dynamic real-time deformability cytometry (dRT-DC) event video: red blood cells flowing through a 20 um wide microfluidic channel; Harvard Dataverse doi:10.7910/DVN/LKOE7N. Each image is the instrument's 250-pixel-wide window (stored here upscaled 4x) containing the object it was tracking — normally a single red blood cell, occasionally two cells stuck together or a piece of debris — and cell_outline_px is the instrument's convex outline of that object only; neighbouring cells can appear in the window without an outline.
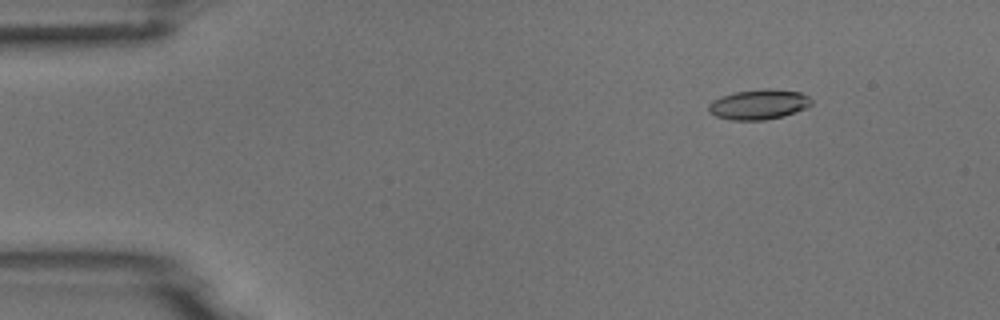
{"species": "common noctule bat (a hibernating species)", "species_latin": "Nyctalus noctula", "temperature_condition": "room temperature", "stored_images_in_passage": 4, "camera_frame_rate_fps": 3000, "um_per_image_px": 0.085, "animal": {"sex": "male", "body_mass_g": 18.8}, "frame": {"image": 1, "passage_image": 2, "time_ms": 1.0, "image_size_px": [1000, 320], "cell_outline_px": [[812, 104], [804, 108], [784, 116], [764, 120], [732, 120], [716, 116], [708, 112], [708, 104], [712, 100], [720, 96], [736, 92], [764, 88], [768, 88], [800, 92], [808, 96], [812, 100]], "centroid_in_image_um": [64.47, 8.87], "position_along_channel_um": 20.5, "area_um2": 18.03}}
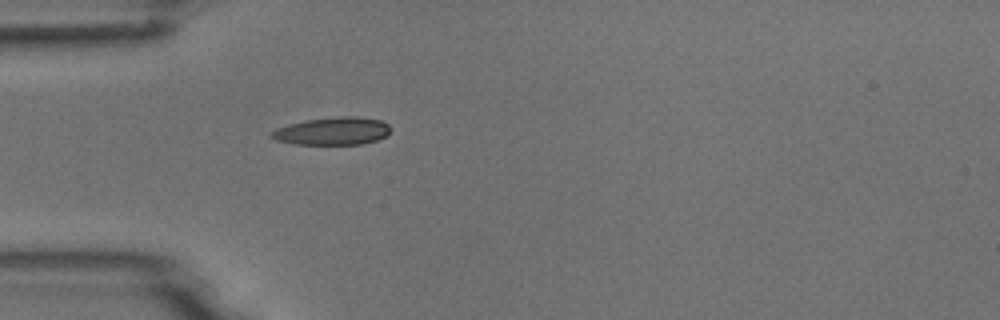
{"frame": {"image": 2, "passage_image": 4, "time_ms": 4.0, "image_size_px": [1000, 320], "cell_outline_px": [[392, 128], [388, 136], [376, 140], [360, 144], [296, 144], [276, 140], [272, 136], [272, 132], [276, 128], [288, 124], [308, 120], [340, 116], [356, 116], [380, 120], [388, 124]], "centroid_in_image_um": [28.33, 11.14], "position_along_channel_um": 56.7, "area_um2": 19.13}}